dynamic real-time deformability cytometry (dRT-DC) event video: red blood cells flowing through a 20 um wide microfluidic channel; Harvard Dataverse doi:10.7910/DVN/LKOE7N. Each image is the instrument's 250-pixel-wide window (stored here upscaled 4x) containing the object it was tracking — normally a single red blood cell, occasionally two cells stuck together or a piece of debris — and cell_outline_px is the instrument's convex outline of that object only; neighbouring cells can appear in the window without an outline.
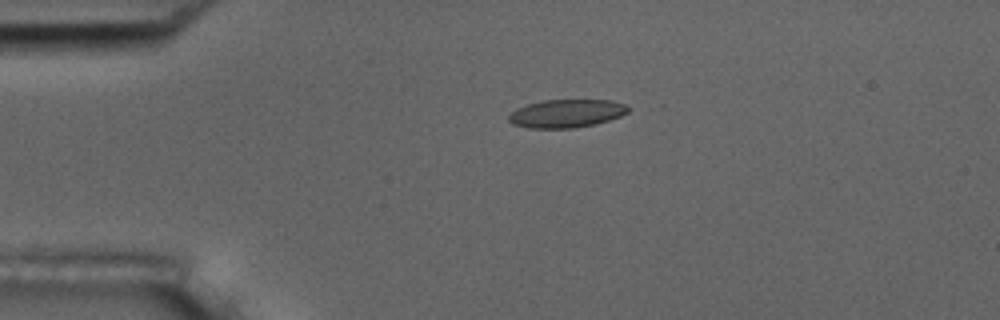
{"species": "common noctule bat (a hibernating species)", "species_latin": "Nyctalus noctula", "temperature_condition": "room temperature", "stored_images_in_passage": 5, "camera_frame_rate_fps": 3000, "um_per_image_px": 0.085, "animal": {"sex": "male", "body_mass_g": 17.5, "forearm_length_mm": 52.3}, "frame": {"image": 1, "passage_image": 4, "time_ms": 3.667, "image_size_px": [1000, 320], "cell_outline_px": [[628, 112], [620, 116], [596, 124], [572, 128], [528, 128], [512, 124], [508, 120], [508, 116], [516, 108], [528, 104], [544, 100], [608, 100], [624, 104], [628, 108]], "centroid_in_image_um": [48.11, 9.65], "position_along_channel_um": 36.9, "area_um2": 19.48}}